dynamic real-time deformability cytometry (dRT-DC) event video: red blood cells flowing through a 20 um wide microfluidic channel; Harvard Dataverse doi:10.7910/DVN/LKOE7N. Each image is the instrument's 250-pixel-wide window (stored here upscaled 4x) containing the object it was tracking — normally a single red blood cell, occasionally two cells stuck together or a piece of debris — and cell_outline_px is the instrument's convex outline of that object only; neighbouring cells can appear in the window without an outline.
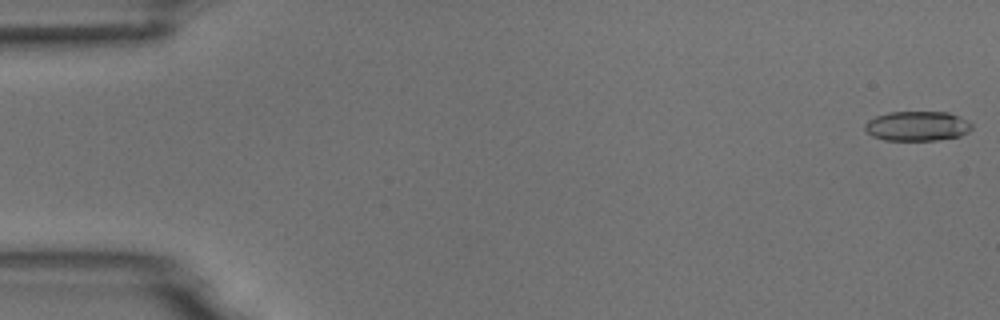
{"species": "common noctule bat (a hibernating species)", "species_latin": "Nyctalus noctula", "temperature_condition": "room temperature", "stored_images_in_passage": 54, "camera_frame_rate_fps": 3000, "um_per_image_px": 0.085, "animal": {"sex": "male", "body_mass_g": 18.8}, "frame": {"image": 1, "passage_image": 1, "time_ms": 0.0, "image_size_px": [1000, 320], "cell_outline_px": [[972, 128], [968, 132], [960, 136], [936, 140], [884, 140], [872, 136], [864, 128], [864, 124], [868, 120], [876, 116], [888, 112], [948, 112], [960, 116], [968, 120], [972, 124]], "centroid_in_image_um": [77.97, 10.71], "position_along_channel_um": 7.0, "area_um2": 18.61}}
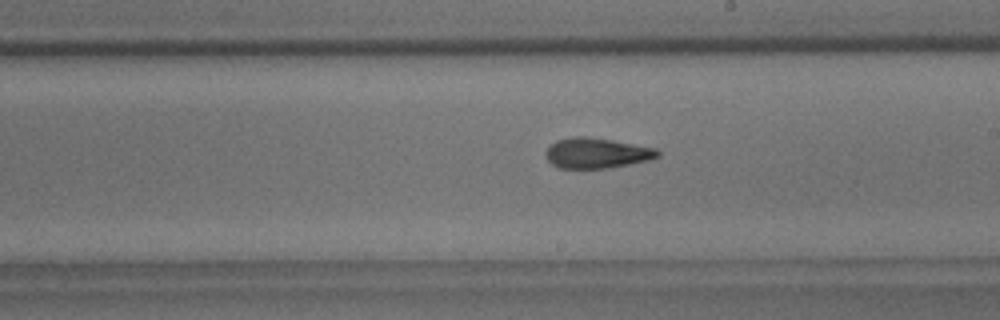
{"frame": {"image": 2, "passage_image": 31, "time_ms": 10.0, "image_size_px": [1000, 320], "cell_outline_px": [[660, 156], [648, 160], [608, 168], [560, 168], [552, 164], [548, 160], [544, 152], [556, 140], [576, 136], [584, 136], [612, 140], [656, 148], [660, 152]], "centroid_in_image_um": [50.71, 13.01], "position_along_channel_um": 238.3, "area_um2": 19.65}}
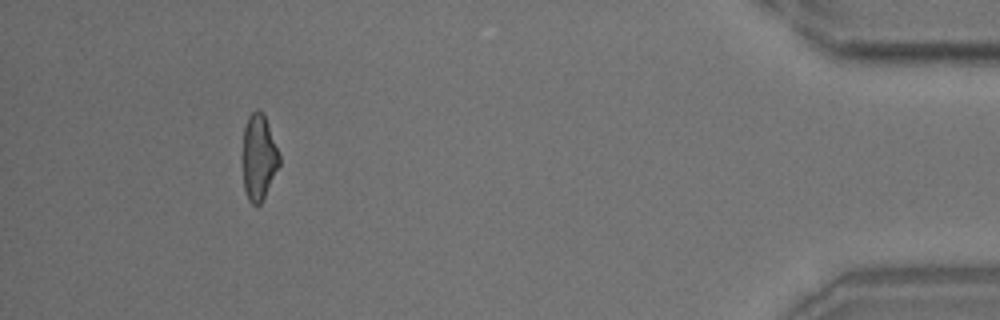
{"frame": {"image": 3, "passage_image": 50, "time_ms": 16.333, "image_size_px": [1000, 320], "cell_outline_px": [[280, 164], [260, 204], [252, 204], [248, 200], [244, 188], [244, 128], [248, 116], [256, 108], [260, 108], [264, 112], [280, 152]], "centroid_in_image_um": [22.03, 13.29], "position_along_channel_um": 413.2, "area_um2": 18.26}, "authors_computed_cell_mechanics": {"area_um2": 19.3052, "velocity_mm_per_s": 3.7437, "shape_relaxation_time_tau1_ms": 8.5193, "shape_relaxation_time_tau2_ms": 2.993, "deformation_change_tau1": 0.2249, "deformation_change_tau2": 0.1209}}